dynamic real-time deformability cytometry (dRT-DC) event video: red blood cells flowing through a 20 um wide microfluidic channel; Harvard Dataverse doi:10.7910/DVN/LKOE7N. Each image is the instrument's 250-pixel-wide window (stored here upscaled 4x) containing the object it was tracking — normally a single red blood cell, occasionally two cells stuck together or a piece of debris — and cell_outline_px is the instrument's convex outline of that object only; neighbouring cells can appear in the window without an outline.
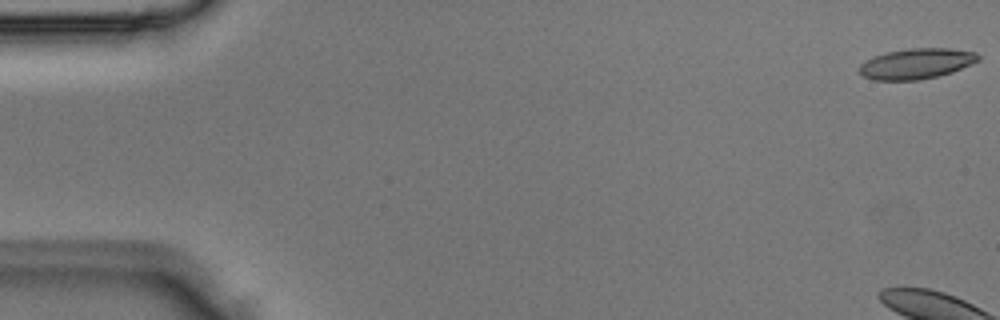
{"species": "Egyptian fruit bat (a non-hibernating species)", "species_latin": "Rousettus aegyptiacus", "temperature_condition": "room temperature", "stored_images_in_passage": 7, "camera_frame_rate_fps": 3000, "um_per_image_px": 0.085, "animal": {"sex": "male"}, "frame": {"image": 1, "passage_image": 1, "time_ms": 0.0, "image_size_px": [1000, 320], "cell_outline_px": [[980, 60], [952, 72], [920, 80], [876, 80], [864, 76], [860, 72], [860, 64], [864, 60], [872, 56], [888, 52], [908, 48], [952, 48], [976, 52], [980, 56]], "centroid_in_image_um": [77.9, 5.4], "position_along_channel_um": 7.1, "area_um2": 21.15}}
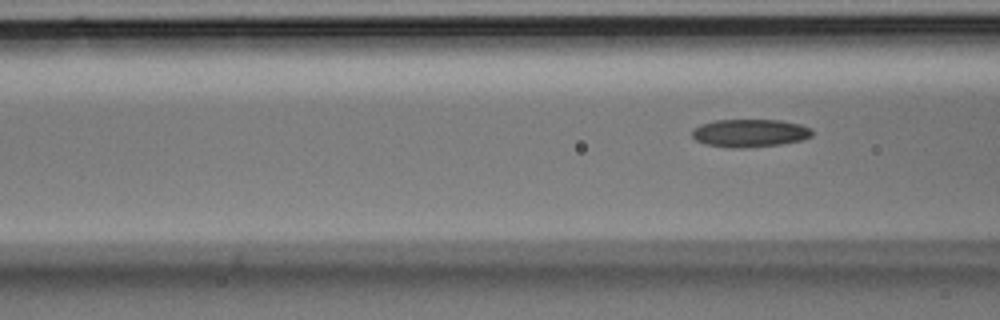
{"frame": {"image": 2, "passage_image": 7, "time_ms": 2.0, "image_size_px": [1000, 320], "cell_outline_px": [[812, 136], [804, 140], [780, 144], [740, 148], [732, 148], [704, 144], [696, 140], [692, 136], [692, 128], [700, 124], [716, 120], [780, 120], [800, 124], [812, 128]], "centroid_in_image_um": [63.73, 11.31], "position_along_channel_um": 102.9, "area_um2": 19.65}}